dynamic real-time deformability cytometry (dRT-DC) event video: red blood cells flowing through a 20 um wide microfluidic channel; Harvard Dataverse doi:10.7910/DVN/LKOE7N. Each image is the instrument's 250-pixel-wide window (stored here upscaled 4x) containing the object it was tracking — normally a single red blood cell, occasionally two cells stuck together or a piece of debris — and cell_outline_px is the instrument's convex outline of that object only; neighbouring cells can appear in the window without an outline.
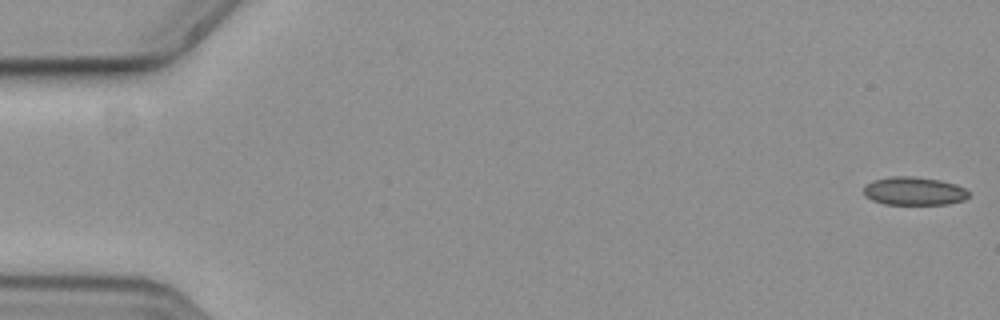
{"species": "common noctule bat (a hibernating species)", "species_latin": "Nyctalus noctula", "temperature_condition": "cold", "stored_images_in_passage": 11, "camera_frame_rate_fps": 3000, "um_per_image_px": 0.085, "animal": {"sex": "female", "body_mass_g": 19.3, "forearm_length_mm": 54.1}, "frame": {"image": 1, "passage_image": 1, "time_ms": 0.0, "image_size_px": [1000, 320], "cell_outline_px": [[968, 196], [964, 200], [948, 204], [884, 204], [872, 200], [864, 196], [864, 184], [872, 180], [892, 176], [912, 176], [940, 180], [956, 184], [964, 188], [968, 192]], "centroid_in_image_um": [77.66, 16.23], "position_along_channel_um": 7.3, "area_um2": 17.4}}